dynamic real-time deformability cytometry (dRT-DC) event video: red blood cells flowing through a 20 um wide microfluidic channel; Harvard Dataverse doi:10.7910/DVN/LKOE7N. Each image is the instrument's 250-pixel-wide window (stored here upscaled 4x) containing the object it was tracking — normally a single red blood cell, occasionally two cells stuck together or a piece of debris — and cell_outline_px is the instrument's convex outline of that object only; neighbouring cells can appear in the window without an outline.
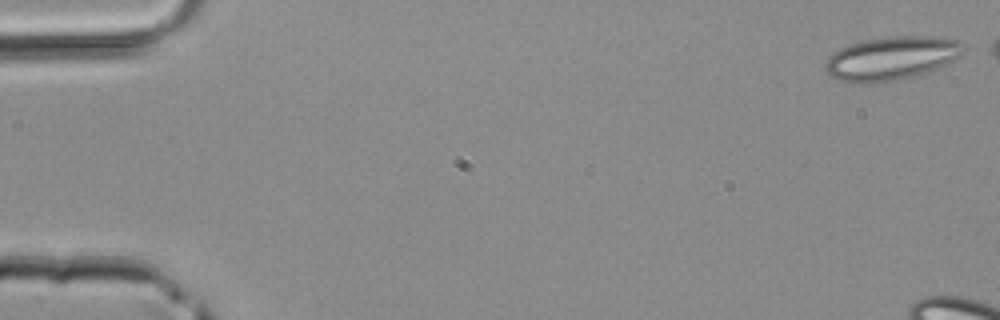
{"species": "common noctule bat (a hibernating species)", "species_latin": "Nyctalus noctula", "temperature_condition": "room temperature", "stored_images_in_passage": 5, "camera_frame_rate_fps": 3000, "um_per_image_px": 0.085, "animal": {"sex": "male", "body_mass_g": 20.4}, "frame": {"image": 1, "passage_image": 1, "time_ms": 0.0, "image_size_px": [1000, 320], "cell_outline_px": [[968, 48], [960, 56], [948, 64], [908, 80], [872, 84], [860, 84], [836, 80], [828, 76], [824, 72], [824, 64], [840, 48], [848, 44], [864, 40], [892, 36], [928, 36], [956, 40], [964, 44]], "centroid_in_image_um": [75.79, 5.0], "position_along_channel_um": 9.2, "area_um2": 36.01}}